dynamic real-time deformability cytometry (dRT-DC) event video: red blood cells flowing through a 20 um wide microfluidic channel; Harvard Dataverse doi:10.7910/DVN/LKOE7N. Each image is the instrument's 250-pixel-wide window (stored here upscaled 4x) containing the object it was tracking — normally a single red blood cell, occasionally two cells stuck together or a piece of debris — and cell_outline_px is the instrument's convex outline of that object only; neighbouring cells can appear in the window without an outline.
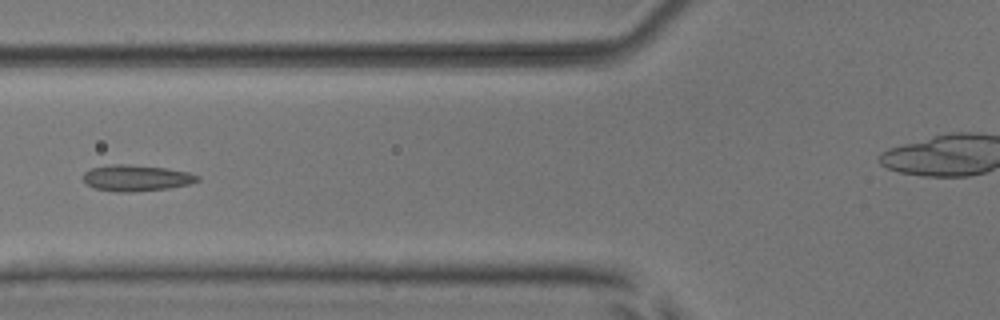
{"species": "common noctule bat (a hibernating species)", "species_latin": "Nyctalus noctula", "temperature_condition": "room temperature", "stored_images_in_passage": 8, "camera_frame_rate_fps": 3000, "um_per_image_px": 0.085, "animal": {"sex": "male", "body_mass_g": 17.9, "forearm_length_mm": 54.2}, "frame": {"image": 1, "passage_image": 6, "time_ms": 6.0, "image_size_px": [1000, 320], "cell_outline_px": [[200, 180], [188, 184], [168, 188], [128, 192], [116, 192], [96, 188], [88, 184], [84, 180], [84, 172], [92, 168], [112, 164], [128, 164], [164, 168], [188, 172], [200, 176]], "centroid_in_image_um": [11.6, 15.12], "position_along_channel_um": 114.2, "area_um2": 17.17}}
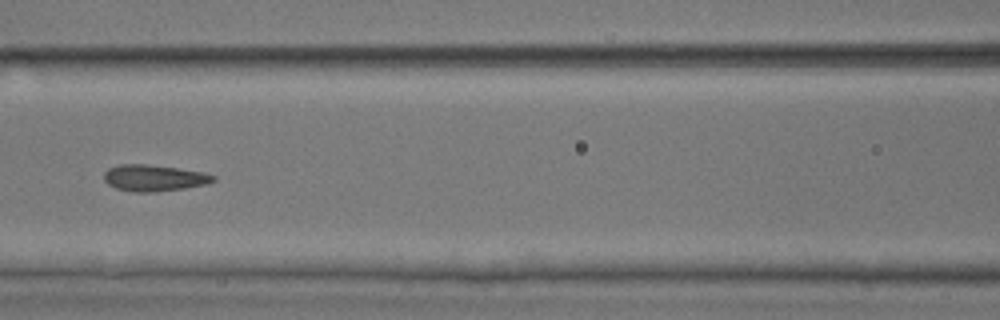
{"frame": {"image": 2, "passage_image": 7, "time_ms": 7.0, "image_size_px": [1000, 320], "cell_outline_px": [[216, 180], [208, 184], [184, 188], [156, 192], [132, 192], [116, 188], [108, 184], [104, 180], [104, 172], [108, 168], [120, 164], [148, 164], [204, 172], [216, 176]], "centroid_in_image_um": [13.1, 15.13], "position_along_channel_um": 153.5, "area_um2": 16.94}}